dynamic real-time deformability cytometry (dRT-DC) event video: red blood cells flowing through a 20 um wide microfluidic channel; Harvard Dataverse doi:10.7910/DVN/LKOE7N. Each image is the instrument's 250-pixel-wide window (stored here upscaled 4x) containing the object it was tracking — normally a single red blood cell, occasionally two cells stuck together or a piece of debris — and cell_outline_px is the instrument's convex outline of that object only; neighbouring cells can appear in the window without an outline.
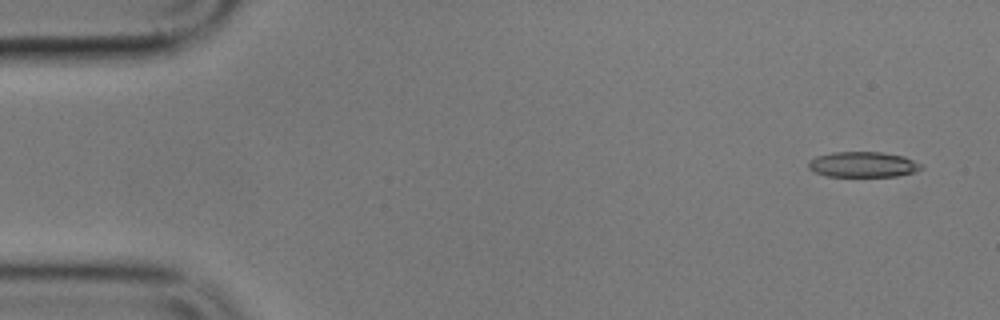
{"species": "common noctule bat (a hibernating species)", "species_latin": "Nyctalus noctula", "temperature_condition": "cold", "stored_images_in_passage": 5, "camera_frame_rate_fps": 3000, "um_per_image_px": 0.085, "animal": {"sex": "male", "body_mass_g": 17.9}, "frame": {"image": 1, "passage_image": 1, "time_ms": 0.0, "image_size_px": [1000, 320], "cell_outline_px": [[924, 168], [916, 172], [896, 176], [824, 176], [808, 168], [808, 160], [816, 156], [832, 152], [880, 152], [904, 156], [920, 164]], "centroid_in_image_um": [73.33, 13.98], "position_along_channel_um": 11.7, "area_um2": 16.76}}
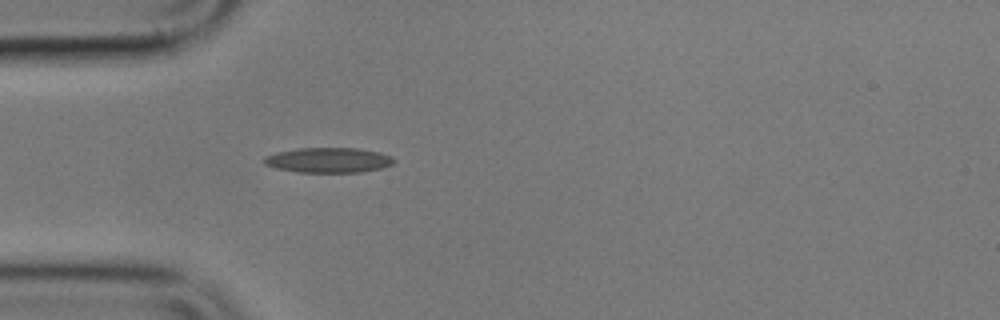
{"frame": {"image": 2, "passage_image": 5, "time_ms": 4.667, "image_size_px": [1000, 320], "cell_outline_px": [[396, 160], [392, 164], [380, 168], [360, 172], [296, 172], [276, 168], [264, 164], [264, 156], [276, 152], [296, 148], [360, 148], [380, 152], [392, 156]], "centroid_in_image_um": [27.91, 13.6], "position_along_channel_um": 57.1, "area_um2": 19.07}}